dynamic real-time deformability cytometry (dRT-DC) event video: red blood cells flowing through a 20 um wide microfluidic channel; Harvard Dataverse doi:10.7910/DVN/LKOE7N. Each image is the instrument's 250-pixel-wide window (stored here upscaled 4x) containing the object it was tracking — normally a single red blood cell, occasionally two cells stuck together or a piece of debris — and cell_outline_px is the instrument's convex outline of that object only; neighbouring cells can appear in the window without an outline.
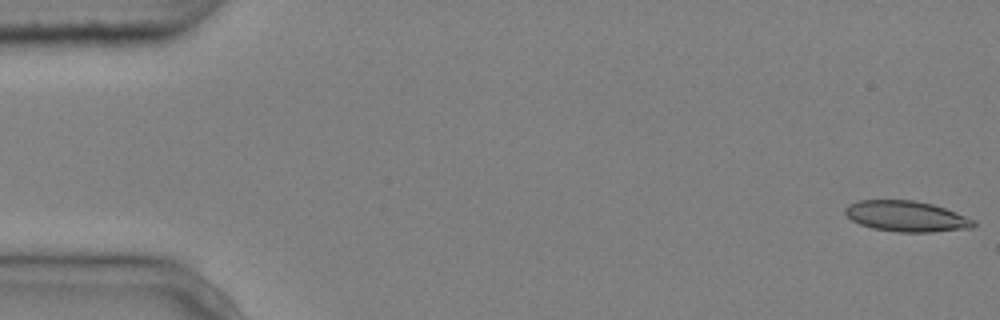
{"species": "common noctule bat (a hibernating species)", "species_latin": "Nyctalus noctula", "temperature_condition": "cold", "stored_images_in_passage": 5, "camera_frame_rate_fps": 3000, "um_per_image_px": 0.085, "animal": {"sex": "male", "body_mass_g": 20.4}, "frame": {"image": 1, "passage_image": 1, "time_ms": 0.0, "image_size_px": [1000, 320], "cell_outline_px": [[976, 224], [972, 228], [932, 232], [896, 232], [872, 228], [860, 224], [852, 220], [844, 212], [844, 208], [848, 204], [860, 200], [912, 200], [932, 204], [956, 212], [976, 220]], "centroid_in_image_um": [77.05, 18.39], "position_along_channel_um": 7.9, "area_um2": 23.06}}